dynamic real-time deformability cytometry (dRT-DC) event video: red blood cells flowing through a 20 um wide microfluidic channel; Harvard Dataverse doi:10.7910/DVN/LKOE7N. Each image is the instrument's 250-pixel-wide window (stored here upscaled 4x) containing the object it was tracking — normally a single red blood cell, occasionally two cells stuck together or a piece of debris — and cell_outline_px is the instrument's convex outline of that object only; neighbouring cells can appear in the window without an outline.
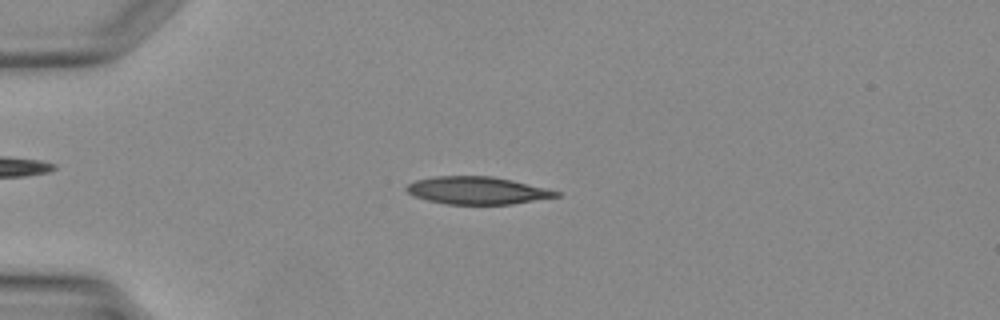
{"species": "Egyptian fruit bat (a non-hibernating species)", "species_latin": "Rousettus aegyptiacus", "temperature_condition": "warm", "stored_images_in_passage": 37, "camera_frame_rate_fps": 3000, "um_per_image_px": 0.085, "animal": {"sex": "female"}, "frame": {"image": 1, "passage_image": 8, "time_ms": 2.333, "image_size_px": [1000, 320], "cell_outline_px": [[560, 196], [512, 204], [448, 204], [428, 200], [416, 196], [408, 192], [404, 188], [408, 184], [416, 180], [432, 176], [492, 176], [512, 180], [548, 188], [560, 192]], "centroid_in_image_um": [40.58, 16.18], "position_along_channel_um": 44.4, "area_um2": 23.93}}
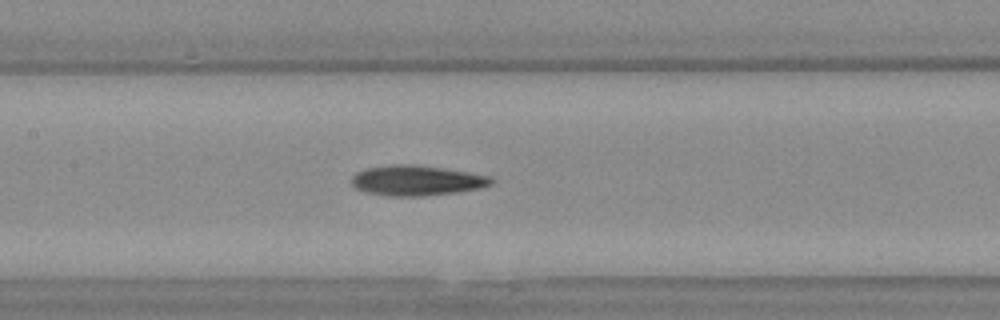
{"frame": {"image": 2, "passage_image": 17, "time_ms": 5.333, "image_size_px": [1000, 320], "cell_outline_px": [[496, 180], [492, 184], [480, 188], [456, 192], [416, 196], [388, 196], [364, 192], [356, 188], [352, 184], [352, 176], [356, 172], [368, 168], [392, 164], [412, 164], [468, 172], [492, 176]], "centroid_in_image_um": [35.42, 15.34], "position_along_channel_um": 172.0, "area_um2": 24.51}}
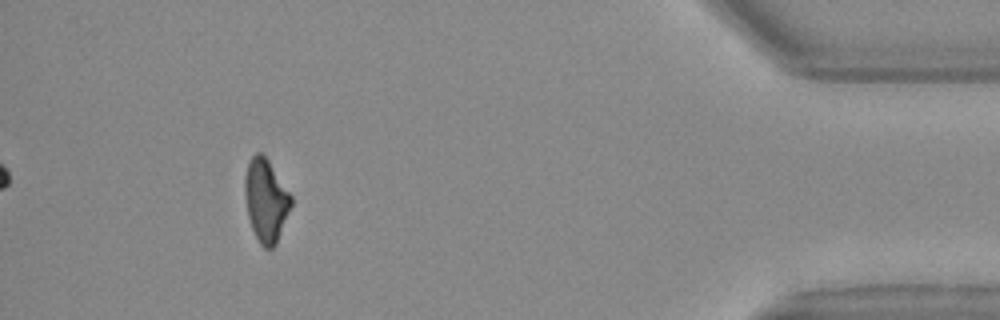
{"frame": {"image": 3, "passage_image": 34, "time_ms": 11.0, "image_size_px": [1000, 320], "cell_outline_px": [[292, 204], [276, 244], [272, 248], [264, 248], [260, 244], [252, 228], [248, 216], [244, 192], [244, 180], [248, 164], [252, 156], [256, 152], [260, 152], [268, 160], [292, 196]], "centroid_in_image_um": [22.6, 17.03], "position_along_channel_um": 412.6, "area_um2": 22.08}}